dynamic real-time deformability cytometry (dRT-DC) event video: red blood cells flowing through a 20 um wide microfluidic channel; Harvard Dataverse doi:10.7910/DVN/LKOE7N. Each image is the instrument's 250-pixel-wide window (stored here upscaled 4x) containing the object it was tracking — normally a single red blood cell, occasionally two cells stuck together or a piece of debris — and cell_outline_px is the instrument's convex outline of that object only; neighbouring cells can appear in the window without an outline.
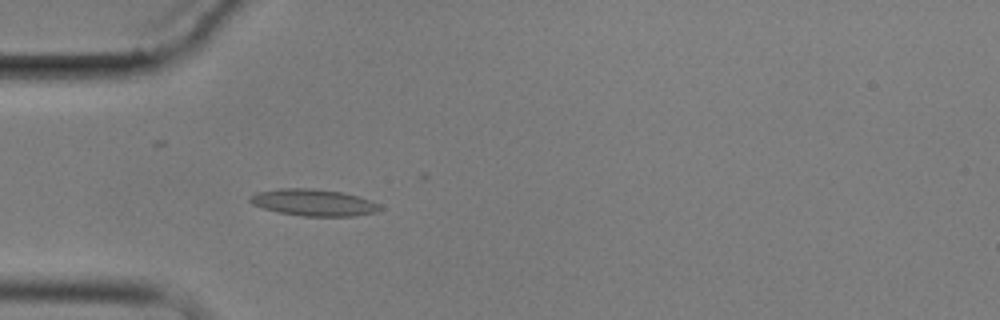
{"species": "common noctule bat (a hibernating species)", "species_latin": "Nyctalus noctula", "temperature_condition": "cold", "stored_images_in_passage": 5, "camera_frame_rate_fps": 3000, "um_per_image_px": 0.085, "animal": {"sex": "male", "body_mass_g": 17.9}, "frame": {"image": 1, "passage_image": 5, "time_ms": 4.667, "image_size_px": [1000, 320], "cell_outline_px": [[384, 208], [376, 212], [352, 216], [304, 216], [280, 212], [264, 208], [252, 204], [248, 200], [248, 196], [256, 192], [276, 188], [312, 188], [340, 192], [360, 196], [380, 204]], "centroid_in_image_um": [26.65, 17.2], "position_along_channel_um": 58.4, "area_um2": 20.35}}